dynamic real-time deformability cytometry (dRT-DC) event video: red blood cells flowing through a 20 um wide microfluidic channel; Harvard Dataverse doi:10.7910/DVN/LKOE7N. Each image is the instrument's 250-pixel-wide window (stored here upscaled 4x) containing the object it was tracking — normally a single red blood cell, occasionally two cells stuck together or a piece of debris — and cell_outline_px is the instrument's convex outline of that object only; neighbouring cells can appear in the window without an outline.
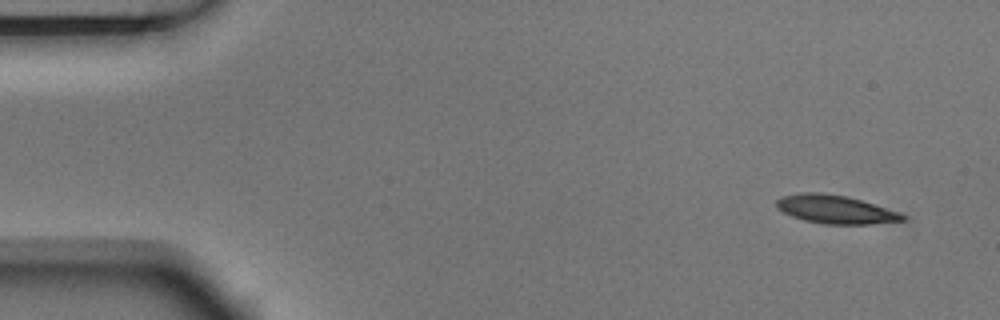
{"species": "Egyptian fruit bat (a non-hibernating species)", "species_latin": "Rousettus aegyptiacus", "temperature_condition": "room temperature", "stored_images_in_passage": 7, "camera_frame_rate_fps": 3000, "um_per_image_px": 0.085, "animal": {"sex": "male"}, "frame": {"image": 1, "passage_image": 1, "time_ms": 0.0, "image_size_px": [1000, 320], "cell_outline_px": [[908, 216], [904, 220], [872, 224], [824, 224], [804, 220], [792, 216], [776, 208], [776, 200], [784, 196], [800, 192], [820, 192], [844, 196], [860, 200], [900, 212]], "centroid_in_image_um": [71.01, 17.8], "position_along_channel_um": 14.0, "area_um2": 20.75}}
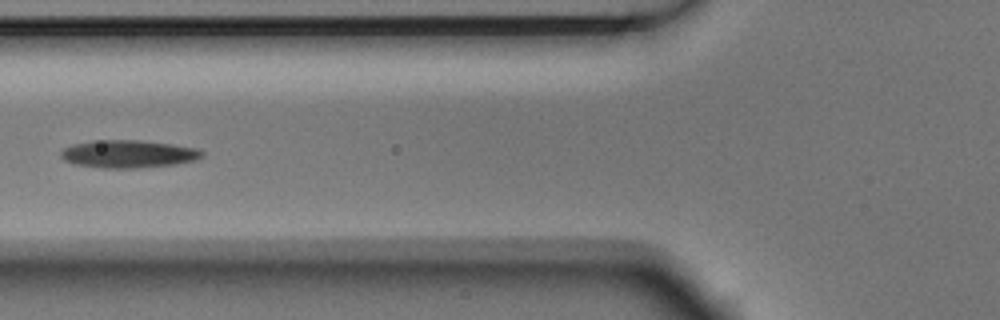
{"frame": {"image": 2, "passage_image": 6, "time_ms": 1.667, "image_size_px": [1000, 320], "cell_outline_px": [[204, 156], [196, 160], [172, 164], [136, 168], [104, 168], [76, 164], [64, 160], [60, 156], [60, 152], [64, 148], [72, 144], [92, 140], [136, 140], [172, 144], [200, 148], [204, 152]], "centroid_in_image_um": [10.91, 13.07], "position_along_channel_um": 114.9, "area_um2": 22.83}}
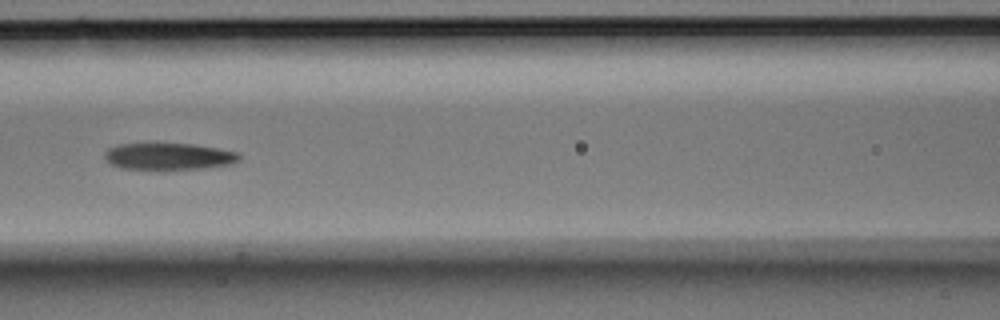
{"frame": {"image": 3, "passage_image": 7, "time_ms": 2.0, "image_size_px": [1000, 320], "cell_outline_px": [[240, 160], [232, 164], [204, 168], [120, 168], [112, 164], [104, 156], [104, 152], [108, 148], [120, 144], [192, 144], [216, 148], [236, 152], [240, 156]], "centroid_in_image_um": [14.35, 13.28], "position_along_channel_um": 152.2, "area_um2": 20.4}}